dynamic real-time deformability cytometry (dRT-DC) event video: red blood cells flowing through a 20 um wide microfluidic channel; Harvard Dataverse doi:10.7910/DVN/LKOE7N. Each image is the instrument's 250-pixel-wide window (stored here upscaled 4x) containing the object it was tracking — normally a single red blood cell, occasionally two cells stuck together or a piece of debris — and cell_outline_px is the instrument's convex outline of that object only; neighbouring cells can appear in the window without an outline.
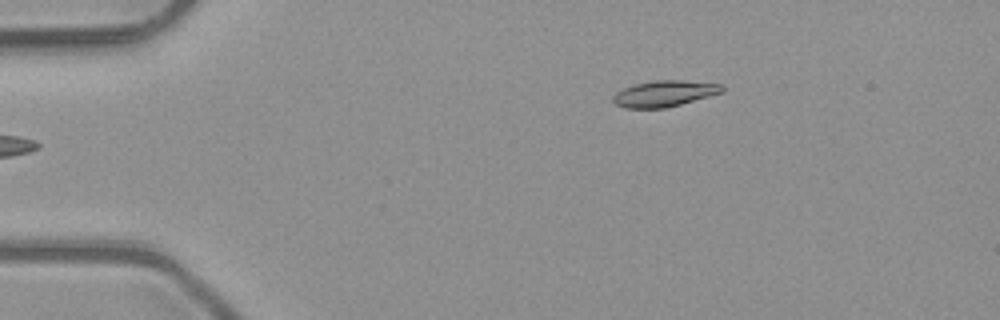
{"species": "common noctule bat (a hibernating species)", "species_latin": "Nyctalus noctula", "temperature_condition": "room temperature", "stored_images_in_passage": 2, "camera_frame_rate_fps": 3000, "um_per_image_px": 0.085, "animal": {"sex": "male", "body_mass_g": 23.1, "forearm_length_mm": 52.7}, "frame": {"image": 1, "passage_image": 2, "time_ms": 0.333, "image_size_px": [1000, 320], "cell_outline_px": [[724, 92], [680, 104], [664, 108], [624, 108], [616, 104], [612, 100], [612, 96], [616, 92], [624, 88], [636, 84], [656, 80], [680, 80], [724, 84]], "centroid_in_image_um": [56.48, 7.95], "position_along_channel_um": 28.5, "area_um2": 16.53}}